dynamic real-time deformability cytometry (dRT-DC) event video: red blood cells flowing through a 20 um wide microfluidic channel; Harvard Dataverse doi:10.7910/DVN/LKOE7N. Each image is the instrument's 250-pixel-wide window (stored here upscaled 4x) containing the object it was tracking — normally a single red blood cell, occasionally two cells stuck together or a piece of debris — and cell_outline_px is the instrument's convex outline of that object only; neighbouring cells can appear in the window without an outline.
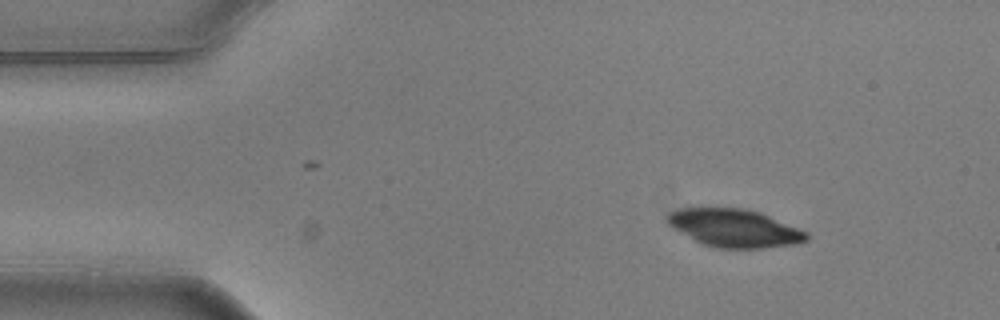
{"species": "common noctule bat (a hibernating species)", "species_latin": "Nyctalus noctula", "temperature_condition": "warm", "stored_images_in_passage": 3, "camera_frame_rate_fps": 3000, "um_per_image_px": 0.085, "animal": {"sex": "male", "body_mass_g": 20.5, "forearm_length_mm": 52.5}, "frame": {"image": 1, "passage_image": 1, "time_ms": 0.0, "image_size_px": [1000, 320], "cell_outline_px": [[808, 240], [796, 244], [760, 248], [716, 248], [704, 244], [696, 240], [668, 224], [664, 220], [664, 216], [668, 212], [676, 208], [744, 208], [760, 212], [808, 232]], "centroid_in_image_um": [62.41, 19.37], "position_along_channel_um": 22.6, "area_um2": 30.69}}